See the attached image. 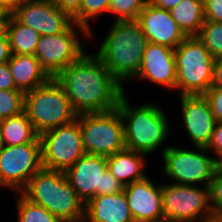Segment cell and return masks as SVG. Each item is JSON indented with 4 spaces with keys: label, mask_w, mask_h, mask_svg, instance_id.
<instances>
[{
    "label": "cell",
    "mask_w": 222,
    "mask_h": 222,
    "mask_svg": "<svg viewBox=\"0 0 222 222\" xmlns=\"http://www.w3.org/2000/svg\"><path fill=\"white\" fill-rule=\"evenodd\" d=\"M54 79L62 86L77 115L115 110L122 86L95 55L84 53Z\"/></svg>",
    "instance_id": "obj_1"
},
{
    "label": "cell",
    "mask_w": 222,
    "mask_h": 222,
    "mask_svg": "<svg viewBox=\"0 0 222 222\" xmlns=\"http://www.w3.org/2000/svg\"><path fill=\"white\" fill-rule=\"evenodd\" d=\"M96 56L123 86L140 70L148 39L137 20L115 21Z\"/></svg>",
    "instance_id": "obj_2"
},
{
    "label": "cell",
    "mask_w": 222,
    "mask_h": 222,
    "mask_svg": "<svg viewBox=\"0 0 222 222\" xmlns=\"http://www.w3.org/2000/svg\"><path fill=\"white\" fill-rule=\"evenodd\" d=\"M20 193L64 222H83L85 204L70 185L65 172L42 167Z\"/></svg>",
    "instance_id": "obj_3"
},
{
    "label": "cell",
    "mask_w": 222,
    "mask_h": 222,
    "mask_svg": "<svg viewBox=\"0 0 222 222\" xmlns=\"http://www.w3.org/2000/svg\"><path fill=\"white\" fill-rule=\"evenodd\" d=\"M124 124L126 149L149 155L169 137V121L154 103L131 106L124 93L117 107Z\"/></svg>",
    "instance_id": "obj_4"
},
{
    "label": "cell",
    "mask_w": 222,
    "mask_h": 222,
    "mask_svg": "<svg viewBox=\"0 0 222 222\" xmlns=\"http://www.w3.org/2000/svg\"><path fill=\"white\" fill-rule=\"evenodd\" d=\"M176 91L183 95H204L211 87L215 58L197 36L186 37L175 49Z\"/></svg>",
    "instance_id": "obj_5"
},
{
    "label": "cell",
    "mask_w": 222,
    "mask_h": 222,
    "mask_svg": "<svg viewBox=\"0 0 222 222\" xmlns=\"http://www.w3.org/2000/svg\"><path fill=\"white\" fill-rule=\"evenodd\" d=\"M24 111L39 135L77 117L64 89L54 78L25 93Z\"/></svg>",
    "instance_id": "obj_6"
},
{
    "label": "cell",
    "mask_w": 222,
    "mask_h": 222,
    "mask_svg": "<svg viewBox=\"0 0 222 222\" xmlns=\"http://www.w3.org/2000/svg\"><path fill=\"white\" fill-rule=\"evenodd\" d=\"M86 154L111 156L124 150V124L118 109L77 115Z\"/></svg>",
    "instance_id": "obj_7"
},
{
    "label": "cell",
    "mask_w": 222,
    "mask_h": 222,
    "mask_svg": "<svg viewBox=\"0 0 222 222\" xmlns=\"http://www.w3.org/2000/svg\"><path fill=\"white\" fill-rule=\"evenodd\" d=\"M164 222L214 221L209 187L170 183L162 185Z\"/></svg>",
    "instance_id": "obj_8"
},
{
    "label": "cell",
    "mask_w": 222,
    "mask_h": 222,
    "mask_svg": "<svg viewBox=\"0 0 222 222\" xmlns=\"http://www.w3.org/2000/svg\"><path fill=\"white\" fill-rule=\"evenodd\" d=\"M65 175L84 204L94 196L117 194L125 187L108 170L105 156L84 154Z\"/></svg>",
    "instance_id": "obj_9"
},
{
    "label": "cell",
    "mask_w": 222,
    "mask_h": 222,
    "mask_svg": "<svg viewBox=\"0 0 222 222\" xmlns=\"http://www.w3.org/2000/svg\"><path fill=\"white\" fill-rule=\"evenodd\" d=\"M196 151L166 146L162 151L163 174L174 180L173 183L196 185L209 184L217 169L216 157H211L205 147H196ZM198 150V151H197Z\"/></svg>",
    "instance_id": "obj_10"
},
{
    "label": "cell",
    "mask_w": 222,
    "mask_h": 222,
    "mask_svg": "<svg viewBox=\"0 0 222 222\" xmlns=\"http://www.w3.org/2000/svg\"><path fill=\"white\" fill-rule=\"evenodd\" d=\"M78 30L82 35L90 38V32L75 22L63 32L40 37L34 56L51 78H54L62 69L77 61L85 53V47L77 35Z\"/></svg>",
    "instance_id": "obj_11"
},
{
    "label": "cell",
    "mask_w": 222,
    "mask_h": 222,
    "mask_svg": "<svg viewBox=\"0 0 222 222\" xmlns=\"http://www.w3.org/2000/svg\"><path fill=\"white\" fill-rule=\"evenodd\" d=\"M39 138L44 168L65 172L86 154L77 119L69 124L44 131Z\"/></svg>",
    "instance_id": "obj_12"
},
{
    "label": "cell",
    "mask_w": 222,
    "mask_h": 222,
    "mask_svg": "<svg viewBox=\"0 0 222 222\" xmlns=\"http://www.w3.org/2000/svg\"><path fill=\"white\" fill-rule=\"evenodd\" d=\"M42 167L41 142L0 148V184L15 193Z\"/></svg>",
    "instance_id": "obj_13"
},
{
    "label": "cell",
    "mask_w": 222,
    "mask_h": 222,
    "mask_svg": "<svg viewBox=\"0 0 222 222\" xmlns=\"http://www.w3.org/2000/svg\"><path fill=\"white\" fill-rule=\"evenodd\" d=\"M12 15L41 36L63 32L73 23V19L51 0L23 2L13 10Z\"/></svg>",
    "instance_id": "obj_14"
},
{
    "label": "cell",
    "mask_w": 222,
    "mask_h": 222,
    "mask_svg": "<svg viewBox=\"0 0 222 222\" xmlns=\"http://www.w3.org/2000/svg\"><path fill=\"white\" fill-rule=\"evenodd\" d=\"M184 128L195 147H207L217 120L204 95L180 96Z\"/></svg>",
    "instance_id": "obj_15"
},
{
    "label": "cell",
    "mask_w": 222,
    "mask_h": 222,
    "mask_svg": "<svg viewBox=\"0 0 222 222\" xmlns=\"http://www.w3.org/2000/svg\"><path fill=\"white\" fill-rule=\"evenodd\" d=\"M135 222H164L162 184L156 186L148 176L124 187Z\"/></svg>",
    "instance_id": "obj_16"
},
{
    "label": "cell",
    "mask_w": 222,
    "mask_h": 222,
    "mask_svg": "<svg viewBox=\"0 0 222 222\" xmlns=\"http://www.w3.org/2000/svg\"><path fill=\"white\" fill-rule=\"evenodd\" d=\"M148 42L176 49L187 37L175 22L169 10L159 8L149 1L137 19Z\"/></svg>",
    "instance_id": "obj_17"
},
{
    "label": "cell",
    "mask_w": 222,
    "mask_h": 222,
    "mask_svg": "<svg viewBox=\"0 0 222 222\" xmlns=\"http://www.w3.org/2000/svg\"><path fill=\"white\" fill-rule=\"evenodd\" d=\"M174 52L175 49L149 42L136 77L176 90L177 70Z\"/></svg>",
    "instance_id": "obj_18"
},
{
    "label": "cell",
    "mask_w": 222,
    "mask_h": 222,
    "mask_svg": "<svg viewBox=\"0 0 222 222\" xmlns=\"http://www.w3.org/2000/svg\"><path fill=\"white\" fill-rule=\"evenodd\" d=\"M83 222H135L124 190L92 197L85 203Z\"/></svg>",
    "instance_id": "obj_19"
},
{
    "label": "cell",
    "mask_w": 222,
    "mask_h": 222,
    "mask_svg": "<svg viewBox=\"0 0 222 222\" xmlns=\"http://www.w3.org/2000/svg\"><path fill=\"white\" fill-rule=\"evenodd\" d=\"M7 63L17 89L24 93L44 85L51 79L34 55L11 54Z\"/></svg>",
    "instance_id": "obj_20"
},
{
    "label": "cell",
    "mask_w": 222,
    "mask_h": 222,
    "mask_svg": "<svg viewBox=\"0 0 222 222\" xmlns=\"http://www.w3.org/2000/svg\"><path fill=\"white\" fill-rule=\"evenodd\" d=\"M146 154L124 149L106 157L108 170L124 186L147 177L144 170Z\"/></svg>",
    "instance_id": "obj_21"
},
{
    "label": "cell",
    "mask_w": 222,
    "mask_h": 222,
    "mask_svg": "<svg viewBox=\"0 0 222 222\" xmlns=\"http://www.w3.org/2000/svg\"><path fill=\"white\" fill-rule=\"evenodd\" d=\"M169 11L187 37L199 35L205 21L204 0H181Z\"/></svg>",
    "instance_id": "obj_22"
},
{
    "label": "cell",
    "mask_w": 222,
    "mask_h": 222,
    "mask_svg": "<svg viewBox=\"0 0 222 222\" xmlns=\"http://www.w3.org/2000/svg\"><path fill=\"white\" fill-rule=\"evenodd\" d=\"M3 146H17L31 142H41L39 134L25 111L0 121Z\"/></svg>",
    "instance_id": "obj_23"
},
{
    "label": "cell",
    "mask_w": 222,
    "mask_h": 222,
    "mask_svg": "<svg viewBox=\"0 0 222 222\" xmlns=\"http://www.w3.org/2000/svg\"><path fill=\"white\" fill-rule=\"evenodd\" d=\"M6 35L10 52L16 55H34L41 37L34 29L21 24L12 14L7 23Z\"/></svg>",
    "instance_id": "obj_24"
},
{
    "label": "cell",
    "mask_w": 222,
    "mask_h": 222,
    "mask_svg": "<svg viewBox=\"0 0 222 222\" xmlns=\"http://www.w3.org/2000/svg\"><path fill=\"white\" fill-rule=\"evenodd\" d=\"M17 199L18 222H64L61 218L54 216L44 207L32 203L21 193Z\"/></svg>",
    "instance_id": "obj_25"
},
{
    "label": "cell",
    "mask_w": 222,
    "mask_h": 222,
    "mask_svg": "<svg viewBox=\"0 0 222 222\" xmlns=\"http://www.w3.org/2000/svg\"><path fill=\"white\" fill-rule=\"evenodd\" d=\"M197 37L214 58L222 57V23L204 21Z\"/></svg>",
    "instance_id": "obj_26"
},
{
    "label": "cell",
    "mask_w": 222,
    "mask_h": 222,
    "mask_svg": "<svg viewBox=\"0 0 222 222\" xmlns=\"http://www.w3.org/2000/svg\"><path fill=\"white\" fill-rule=\"evenodd\" d=\"M25 93L14 90H0V121L24 111Z\"/></svg>",
    "instance_id": "obj_27"
},
{
    "label": "cell",
    "mask_w": 222,
    "mask_h": 222,
    "mask_svg": "<svg viewBox=\"0 0 222 222\" xmlns=\"http://www.w3.org/2000/svg\"><path fill=\"white\" fill-rule=\"evenodd\" d=\"M148 0H111L109 12L117 14L115 21L137 20Z\"/></svg>",
    "instance_id": "obj_28"
},
{
    "label": "cell",
    "mask_w": 222,
    "mask_h": 222,
    "mask_svg": "<svg viewBox=\"0 0 222 222\" xmlns=\"http://www.w3.org/2000/svg\"><path fill=\"white\" fill-rule=\"evenodd\" d=\"M110 1L111 0H82L80 6V26H83L90 32V38L94 36L90 29V20L109 12Z\"/></svg>",
    "instance_id": "obj_29"
},
{
    "label": "cell",
    "mask_w": 222,
    "mask_h": 222,
    "mask_svg": "<svg viewBox=\"0 0 222 222\" xmlns=\"http://www.w3.org/2000/svg\"><path fill=\"white\" fill-rule=\"evenodd\" d=\"M209 203L214 220H222V170L216 169L209 184Z\"/></svg>",
    "instance_id": "obj_30"
},
{
    "label": "cell",
    "mask_w": 222,
    "mask_h": 222,
    "mask_svg": "<svg viewBox=\"0 0 222 222\" xmlns=\"http://www.w3.org/2000/svg\"><path fill=\"white\" fill-rule=\"evenodd\" d=\"M204 96L208 99L217 122H222V88L210 87Z\"/></svg>",
    "instance_id": "obj_31"
},
{
    "label": "cell",
    "mask_w": 222,
    "mask_h": 222,
    "mask_svg": "<svg viewBox=\"0 0 222 222\" xmlns=\"http://www.w3.org/2000/svg\"><path fill=\"white\" fill-rule=\"evenodd\" d=\"M60 10L67 13L80 26V6L82 0H51Z\"/></svg>",
    "instance_id": "obj_32"
},
{
    "label": "cell",
    "mask_w": 222,
    "mask_h": 222,
    "mask_svg": "<svg viewBox=\"0 0 222 222\" xmlns=\"http://www.w3.org/2000/svg\"><path fill=\"white\" fill-rule=\"evenodd\" d=\"M205 21L222 23V0H204Z\"/></svg>",
    "instance_id": "obj_33"
},
{
    "label": "cell",
    "mask_w": 222,
    "mask_h": 222,
    "mask_svg": "<svg viewBox=\"0 0 222 222\" xmlns=\"http://www.w3.org/2000/svg\"><path fill=\"white\" fill-rule=\"evenodd\" d=\"M0 90L20 91L15 85L8 63L0 64Z\"/></svg>",
    "instance_id": "obj_34"
},
{
    "label": "cell",
    "mask_w": 222,
    "mask_h": 222,
    "mask_svg": "<svg viewBox=\"0 0 222 222\" xmlns=\"http://www.w3.org/2000/svg\"><path fill=\"white\" fill-rule=\"evenodd\" d=\"M206 148L209 152L213 151L217 155L216 158L222 154V122L216 123L211 141Z\"/></svg>",
    "instance_id": "obj_35"
},
{
    "label": "cell",
    "mask_w": 222,
    "mask_h": 222,
    "mask_svg": "<svg viewBox=\"0 0 222 222\" xmlns=\"http://www.w3.org/2000/svg\"><path fill=\"white\" fill-rule=\"evenodd\" d=\"M211 87L222 88V57H217L213 64V79Z\"/></svg>",
    "instance_id": "obj_36"
},
{
    "label": "cell",
    "mask_w": 222,
    "mask_h": 222,
    "mask_svg": "<svg viewBox=\"0 0 222 222\" xmlns=\"http://www.w3.org/2000/svg\"><path fill=\"white\" fill-rule=\"evenodd\" d=\"M11 57L7 35L0 37V64L7 63Z\"/></svg>",
    "instance_id": "obj_37"
},
{
    "label": "cell",
    "mask_w": 222,
    "mask_h": 222,
    "mask_svg": "<svg viewBox=\"0 0 222 222\" xmlns=\"http://www.w3.org/2000/svg\"><path fill=\"white\" fill-rule=\"evenodd\" d=\"M24 0H0V10L12 14L13 10Z\"/></svg>",
    "instance_id": "obj_38"
},
{
    "label": "cell",
    "mask_w": 222,
    "mask_h": 222,
    "mask_svg": "<svg viewBox=\"0 0 222 222\" xmlns=\"http://www.w3.org/2000/svg\"><path fill=\"white\" fill-rule=\"evenodd\" d=\"M148 1L156 7L170 10L172 7L177 6L181 0H148Z\"/></svg>",
    "instance_id": "obj_39"
},
{
    "label": "cell",
    "mask_w": 222,
    "mask_h": 222,
    "mask_svg": "<svg viewBox=\"0 0 222 222\" xmlns=\"http://www.w3.org/2000/svg\"><path fill=\"white\" fill-rule=\"evenodd\" d=\"M11 14L0 10V37L6 34L7 23Z\"/></svg>",
    "instance_id": "obj_40"
},
{
    "label": "cell",
    "mask_w": 222,
    "mask_h": 222,
    "mask_svg": "<svg viewBox=\"0 0 222 222\" xmlns=\"http://www.w3.org/2000/svg\"><path fill=\"white\" fill-rule=\"evenodd\" d=\"M217 169L222 170V154L216 158Z\"/></svg>",
    "instance_id": "obj_41"
},
{
    "label": "cell",
    "mask_w": 222,
    "mask_h": 222,
    "mask_svg": "<svg viewBox=\"0 0 222 222\" xmlns=\"http://www.w3.org/2000/svg\"><path fill=\"white\" fill-rule=\"evenodd\" d=\"M3 146V138H2V130H1V123H0V148Z\"/></svg>",
    "instance_id": "obj_42"
},
{
    "label": "cell",
    "mask_w": 222,
    "mask_h": 222,
    "mask_svg": "<svg viewBox=\"0 0 222 222\" xmlns=\"http://www.w3.org/2000/svg\"><path fill=\"white\" fill-rule=\"evenodd\" d=\"M46 1V0H24V2Z\"/></svg>",
    "instance_id": "obj_43"
},
{
    "label": "cell",
    "mask_w": 222,
    "mask_h": 222,
    "mask_svg": "<svg viewBox=\"0 0 222 222\" xmlns=\"http://www.w3.org/2000/svg\"><path fill=\"white\" fill-rule=\"evenodd\" d=\"M211 222H222V220H214V221H211Z\"/></svg>",
    "instance_id": "obj_44"
}]
</instances>
